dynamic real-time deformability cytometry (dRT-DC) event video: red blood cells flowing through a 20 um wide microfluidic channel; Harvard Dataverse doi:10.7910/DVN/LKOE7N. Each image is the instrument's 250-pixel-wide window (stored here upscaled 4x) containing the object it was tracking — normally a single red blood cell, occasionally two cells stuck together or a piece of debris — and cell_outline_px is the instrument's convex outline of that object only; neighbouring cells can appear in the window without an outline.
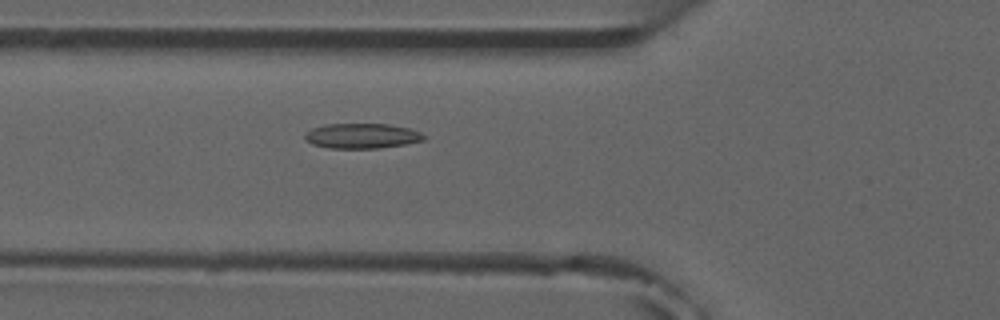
{"species": "common noctule bat (a hibernating species)", "species_latin": "Nyctalus noctula", "temperature_condition": "room temperature", "stored_images_in_passage": 2, "camera_frame_rate_fps": 3000, "um_per_image_px": 0.085, "animal": {"sex": "male", "forearm_length_mm": 52.5}, "frame": {"image": 1, "passage_image": 2, "time_ms": 1.0, "image_size_px": [1000, 320], "cell_outline_px": [[424, 140], [404, 144], [376, 148], [328, 148], [312, 144], [304, 136], [304, 132], [312, 128], [328, 124], [388, 124], [408, 128], [420, 132], [424, 136]], "centroid_in_image_um": [30.73, 11.55], "position_along_channel_um": 95.1, "area_um2": 17.17}}